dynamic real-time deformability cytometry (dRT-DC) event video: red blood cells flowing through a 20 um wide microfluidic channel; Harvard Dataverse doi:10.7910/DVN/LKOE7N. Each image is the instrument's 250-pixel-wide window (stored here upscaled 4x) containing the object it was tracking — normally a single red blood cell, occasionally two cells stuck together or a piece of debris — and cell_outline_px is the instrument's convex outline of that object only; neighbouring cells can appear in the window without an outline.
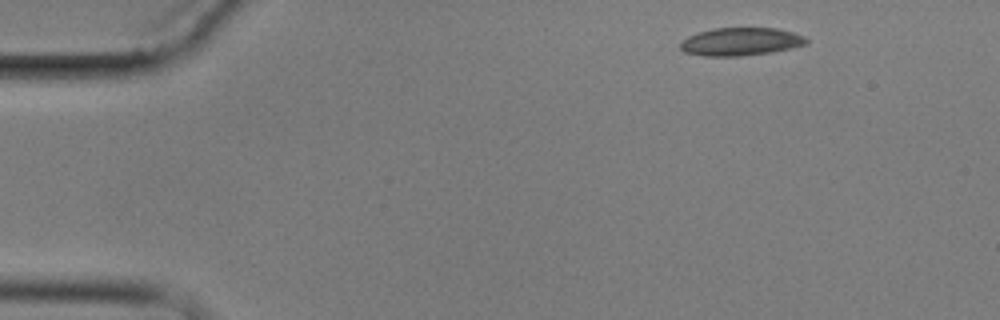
{"species": "common noctule bat (a hibernating species)", "species_latin": "Nyctalus noctula", "temperature_condition": "cold", "stored_images_in_passage": 6, "segment_of_instrument_passage": [2, 2], "camera_frame_rate_fps": 3000, "um_per_image_px": 0.085, "animal": {"sex": "male", "body_mass_g": 17.9}, "frame": {"image": 1, "passage_image": 6, "time_ms": 6.0, "image_size_px": [1000, 320], "cell_outline_px": [[808, 44], [792, 48], [772, 52], [740, 56], [704, 56], [684, 52], [680, 48], [680, 44], [688, 36], [700, 32], [716, 28], [776, 28], [792, 32], [804, 36], [808, 40]], "centroid_in_image_um": [62.99, 3.55], "position_along_channel_um": 22.0, "area_um2": 20.46}}